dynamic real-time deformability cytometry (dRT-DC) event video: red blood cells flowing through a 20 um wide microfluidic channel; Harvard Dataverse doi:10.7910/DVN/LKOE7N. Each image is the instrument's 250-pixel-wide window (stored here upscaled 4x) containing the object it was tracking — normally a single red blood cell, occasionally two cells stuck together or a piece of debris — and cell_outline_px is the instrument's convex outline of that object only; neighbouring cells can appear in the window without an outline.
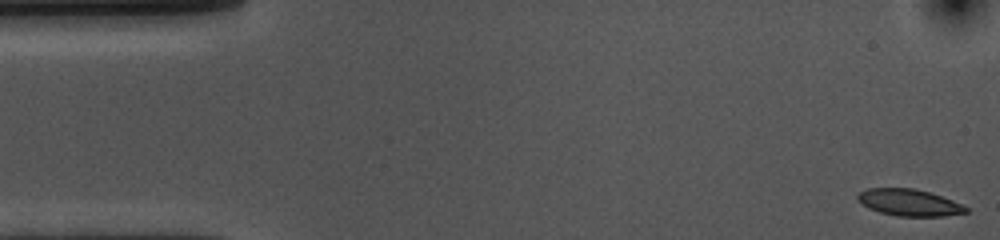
{"species": "common noctule bat (a hibernating species)", "species_latin": "Nyctalus noctula", "temperature_condition": "cold", "stored_images_in_passage": 54, "camera_frame_rate_fps": 3000, "um_per_image_px": 0.085, "animal": {"sex": "female", "body_mass_g": 10.0, "forearm_length_mm": 53.1}, "frame": {"image": 1, "passage_image": 1, "time_ms": 0.0, "image_size_px": [1000, 240], "cell_outline_px": [[968, 212], [944, 216], [896, 216], [880, 212], [868, 208], [856, 196], [860, 192], [868, 188], [916, 188], [952, 200], [968, 208]], "centroid_in_image_um": [77.28, 17.21], "position_along_channel_um": 7.7, "area_um2": 16.65}}
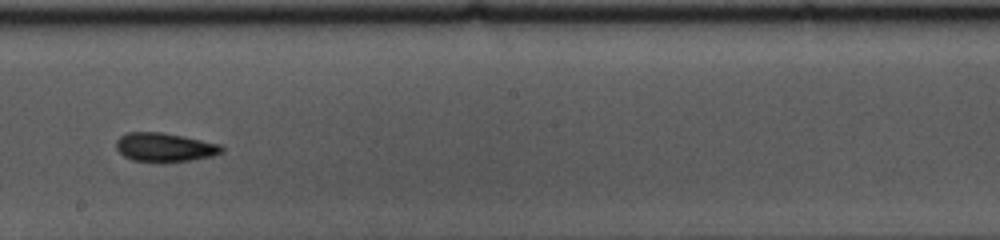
{"frame": {"image": 2, "passage_image": 29, "time_ms": 9.333, "image_size_px": [1000, 240], "cell_outline_px": [[224, 152], [212, 156], [192, 160], [132, 160], [124, 156], [116, 148], [116, 140], [120, 136], [128, 132], [164, 132], [184, 136], [220, 144], [224, 148]], "centroid_in_image_um": [14.02, 12.48], "position_along_channel_um": 234.2, "area_um2": 17.4}}
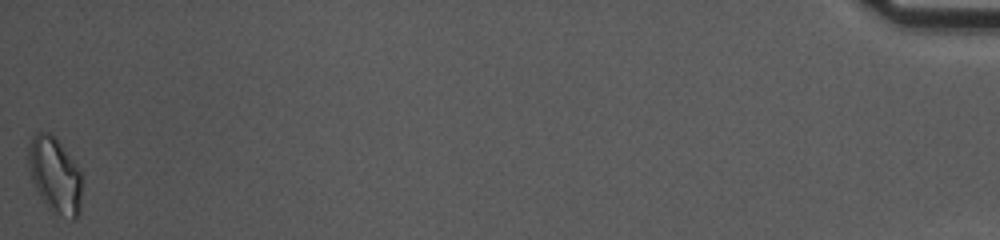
{"frame": {"image": 3, "passage_image": 54, "time_ms": 17.667, "image_size_px": [1000, 240], "cell_outline_px": [[80, 212], [72, 220], [52, 216], [44, 204], [32, 180], [28, 168], [28, 148], [32, 136], [36, 132], [48, 132], [56, 136], [80, 168]], "centroid_in_image_um": [4.66, 14.91], "position_along_channel_um": 430.5, "area_um2": 24.28}, "authors_computed_cell_mechanics": {"area_um2": 17.3689, "velocity_mm_per_s": 3.6129, "shape_relaxation_time_tau1_ms": 7.8447, "shape_relaxation_time_tau2_ms": null, "deformation_change_tau1": 0.1607, "deformation_change_tau2": null}}